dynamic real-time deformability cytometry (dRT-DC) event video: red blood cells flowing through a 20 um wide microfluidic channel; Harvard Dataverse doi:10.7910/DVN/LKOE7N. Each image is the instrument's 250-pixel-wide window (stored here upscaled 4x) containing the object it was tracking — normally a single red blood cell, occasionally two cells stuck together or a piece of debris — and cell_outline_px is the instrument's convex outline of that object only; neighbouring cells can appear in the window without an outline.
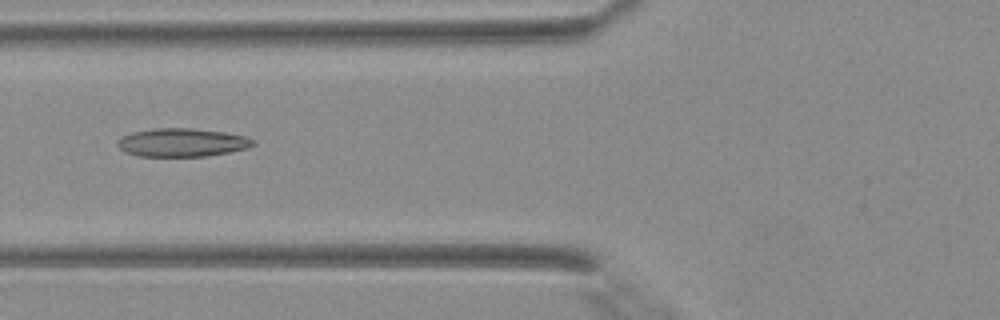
{"species": "Egyptian fruit bat (a non-hibernating species)", "species_latin": "Rousettus aegyptiacus", "temperature_condition": "warm", "stored_images_in_passage": 6, "camera_frame_rate_fps": 3000, "um_per_image_px": 0.085, "animal": {"sex": "female"}, "frame": {"image": 1, "passage_image": 4, "time_ms": 1.0, "image_size_px": [1000, 320], "cell_outline_px": [[256, 144], [248, 148], [208, 156], [140, 156], [124, 152], [116, 144], [116, 140], [132, 132], [156, 128], [192, 128], [224, 132], [248, 136], [256, 140]], "centroid_in_image_um": [15.51, 12.11], "position_along_channel_um": 110.3, "area_um2": 22.54}}